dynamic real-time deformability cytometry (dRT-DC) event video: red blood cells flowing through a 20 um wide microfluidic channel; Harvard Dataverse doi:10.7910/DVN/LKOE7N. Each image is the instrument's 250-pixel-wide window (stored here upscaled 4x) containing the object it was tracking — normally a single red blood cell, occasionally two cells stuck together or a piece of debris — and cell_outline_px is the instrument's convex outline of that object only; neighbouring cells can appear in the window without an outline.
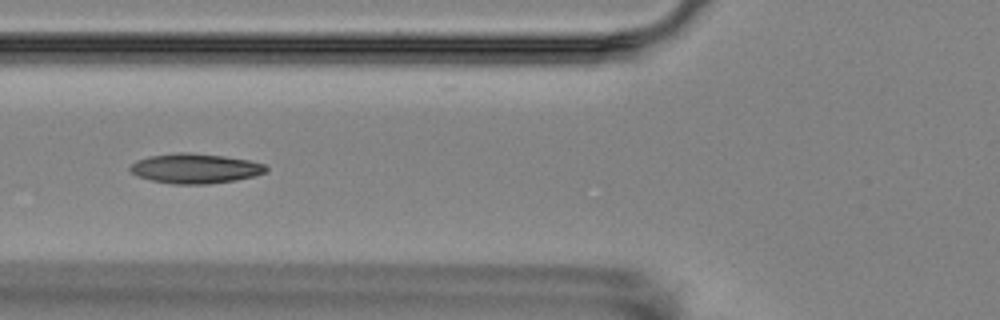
{"species": "Egyptian fruit bat (a non-hibernating species)", "species_latin": "Rousettus aegyptiacus", "temperature_condition": "room temperature", "stored_images_in_passage": 10, "camera_frame_rate_fps": 3000, "um_per_image_px": 0.085, "animal": {"sex": "female"}, "frame": {"image": 1, "passage_image": 5, "time_ms": 5.667, "image_size_px": [1000, 320], "cell_outline_px": [[268, 172], [236, 180], [208, 184], [172, 184], [152, 180], [136, 176], [128, 168], [136, 160], [148, 156], [176, 152], [188, 152], [224, 156], [248, 160], [264, 164], [268, 168]], "centroid_in_image_um": [16.57, 14.31], "position_along_channel_um": 109.2, "area_um2": 23.7}}
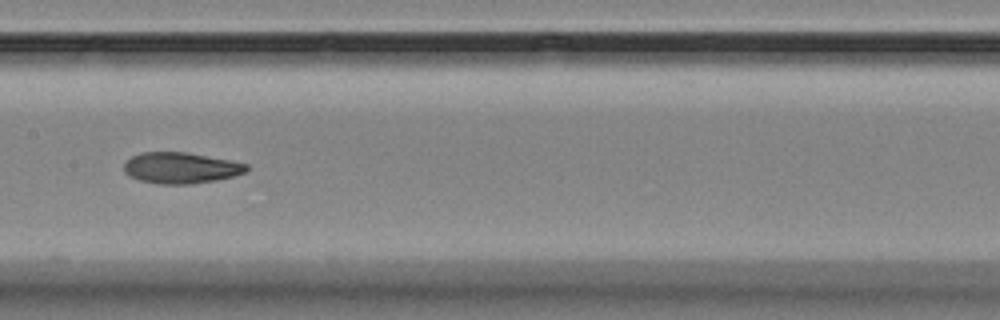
{"frame": {"image": 2, "passage_image": 7, "time_ms": 8.0, "image_size_px": [1000, 320], "cell_outline_px": [[248, 168], [244, 172], [232, 176], [216, 180], [192, 184], [156, 184], [140, 180], [128, 176], [124, 172], [124, 164], [132, 156], [140, 152], [188, 152], [248, 164]], "centroid_in_image_um": [15.32, 14.27], "position_along_channel_um": 192.1, "area_um2": 22.14}}
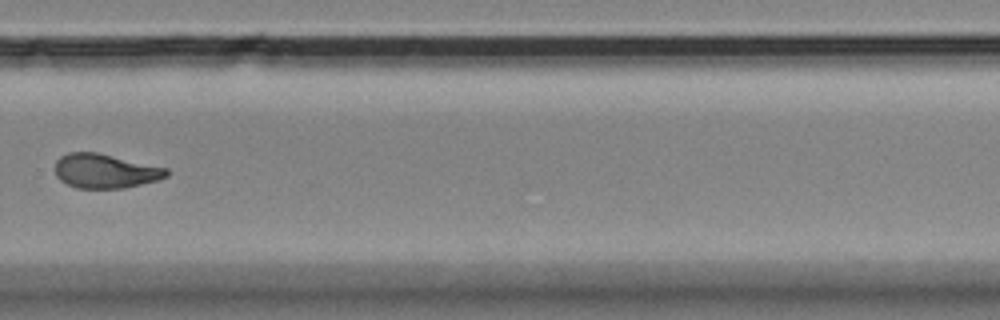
{"frame": {"image": 3, "passage_image": 10, "time_ms": 11.667, "image_size_px": [1000, 320], "cell_outline_px": [[168, 176], [156, 180], [124, 188], [76, 188], [60, 180], [56, 176], [56, 160], [60, 156], [68, 152], [96, 152], [168, 168]], "centroid_in_image_um": [8.92, 14.53], "position_along_channel_um": 320.9, "area_um2": 22.14}}